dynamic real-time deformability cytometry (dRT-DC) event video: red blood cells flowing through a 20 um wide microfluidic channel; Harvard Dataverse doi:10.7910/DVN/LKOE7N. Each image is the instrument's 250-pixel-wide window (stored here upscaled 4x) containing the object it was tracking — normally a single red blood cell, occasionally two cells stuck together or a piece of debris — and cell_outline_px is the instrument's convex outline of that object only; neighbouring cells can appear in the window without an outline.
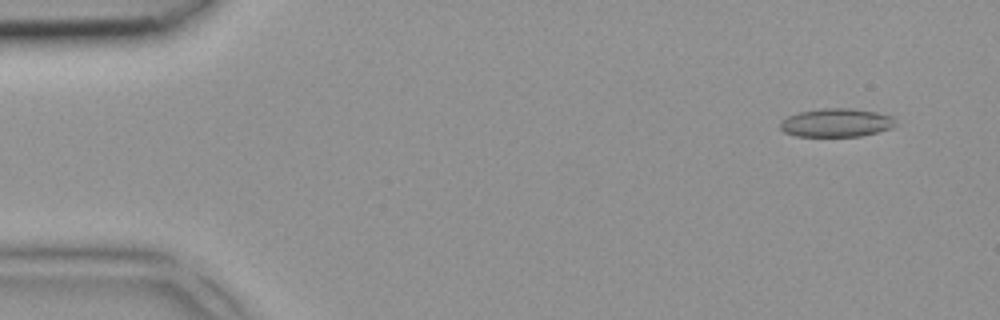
{"species": "common noctule bat (a hibernating species)", "species_latin": "Nyctalus noctula", "temperature_condition": "room temperature", "stored_images_in_passage": 4, "camera_frame_rate_fps": 3000, "um_per_image_px": 0.085, "animal": {"sex": "female", "body_mass_g": 18.4}, "frame": {"image": 1, "passage_image": 1, "time_ms": 0.0, "image_size_px": [1000, 320], "cell_outline_px": [[896, 124], [892, 128], [860, 136], [796, 136], [784, 132], [780, 128], [780, 120], [788, 116], [800, 112], [820, 108], [852, 108], [876, 112], [892, 116]], "centroid_in_image_um": [71.07, 10.42], "position_along_channel_um": 13.9, "area_um2": 19.13}}